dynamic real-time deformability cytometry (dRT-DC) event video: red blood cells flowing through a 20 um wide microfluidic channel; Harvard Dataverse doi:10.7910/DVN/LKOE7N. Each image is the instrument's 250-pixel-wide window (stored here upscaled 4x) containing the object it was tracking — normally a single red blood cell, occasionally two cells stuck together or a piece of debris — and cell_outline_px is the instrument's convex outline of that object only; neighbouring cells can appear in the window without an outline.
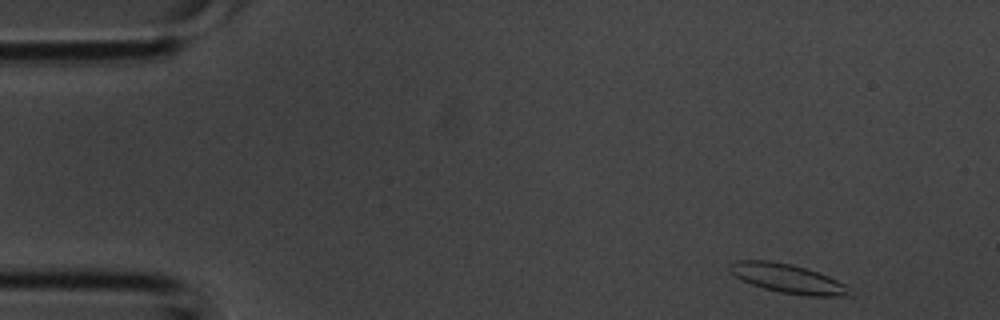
{"species": "common noctule bat (a hibernating species)", "species_latin": "Nyctalus noctula", "temperature_condition": "room temperature", "stored_images_in_passage": 26, "camera_frame_rate_fps": 3000, "um_per_image_px": 0.085, "animal": {"sex": "male", "body_mass_g": 20.1, "forearm_length_mm": 53.5}, "frame": {"image": 1, "passage_image": 1, "time_ms": 0.0, "image_size_px": [1000, 320], "cell_outline_px": [[848, 296], [808, 296], [780, 292], [764, 288], [752, 284], [736, 276], [728, 268], [728, 264], [736, 260], [768, 260], [792, 264], [828, 276], [844, 284]], "centroid_in_image_um": [66.88, 23.66], "position_along_channel_um": 18.1, "area_um2": 19.77}}
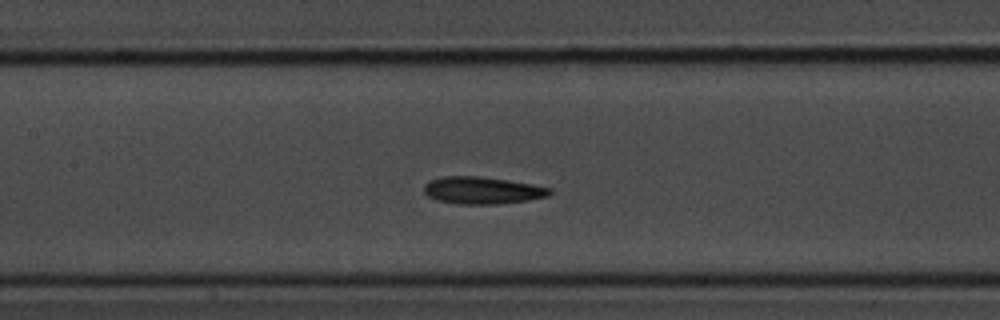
{"frame": {"image": 2, "passage_image": 15, "time_ms": 4.667, "image_size_px": [1000, 320], "cell_outline_px": [[552, 192], [548, 196], [528, 200], [500, 204], [460, 204], [436, 200], [428, 196], [424, 192], [424, 184], [428, 180], [444, 176], [476, 176], [508, 180], [552, 188]], "centroid_in_image_um": [40.97, 16.18], "position_along_channel_um": 166.4, "area_um2": 19.94}}
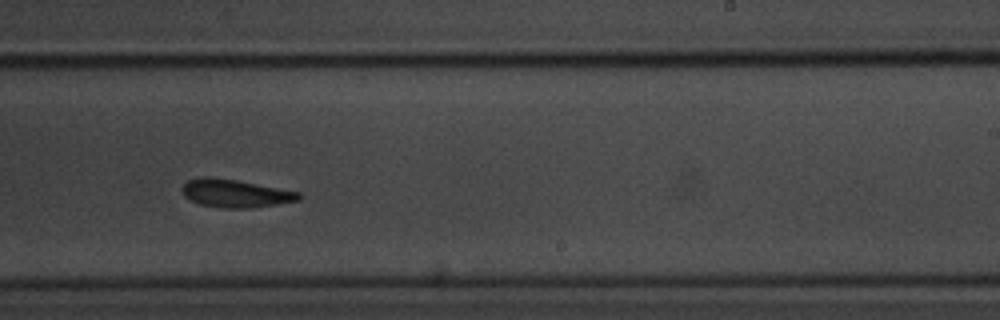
{"frame": {"image": 3, "passage_image": 21, "time_ms": 6.667, "image_size_px": [1000, 320], "cell_outline_px": [[304, 196], [300, 200], [276, 204], [248, 208], [220, 208], [200, 204], [184, 196], [180, 188], [188, 180], [200, 176], [212, 176], [236, 180], [300, 192]], "centroid_in_image_um": [19.99, 16.42], "position_along_channel_um": 269.0, "area_um2": 19.13}}